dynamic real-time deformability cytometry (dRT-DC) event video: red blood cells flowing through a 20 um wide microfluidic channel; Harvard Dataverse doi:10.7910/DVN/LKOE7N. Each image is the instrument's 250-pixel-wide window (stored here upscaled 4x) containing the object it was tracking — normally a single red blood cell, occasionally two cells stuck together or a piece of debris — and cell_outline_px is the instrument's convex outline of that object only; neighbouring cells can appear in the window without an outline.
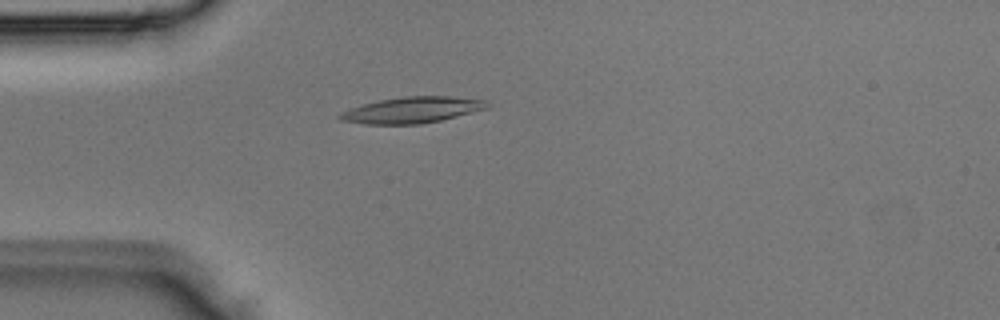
{"species": "Egyptian fruit bat (a non-hibernating species)", "species_latin": "Rousettus aegyptiacus", "temperature_condition": "room temperature", "stored_images_in_passage": 1, "camera_frame_rate_fps": 3000, "um_per_image_px": 0.085, "animal": {"sex": "male"}, "frame": {"image": 1, "passage_image": 1, "time_ms": 0.0, "image_size_px": [1000, 320], "cell_outline_px": [[488, 108], [440, 120], [420, 124], [364, 124], [340, 120], [336, 116], [340, 112], [364, 104], [380, 100], [404, 96], [448, 96], [484, 100], [488, 104]], "centroid_in_image_um": [34.98, 9.35], "position_along_channel_um": 50.0, "area_um2": 22.14}}